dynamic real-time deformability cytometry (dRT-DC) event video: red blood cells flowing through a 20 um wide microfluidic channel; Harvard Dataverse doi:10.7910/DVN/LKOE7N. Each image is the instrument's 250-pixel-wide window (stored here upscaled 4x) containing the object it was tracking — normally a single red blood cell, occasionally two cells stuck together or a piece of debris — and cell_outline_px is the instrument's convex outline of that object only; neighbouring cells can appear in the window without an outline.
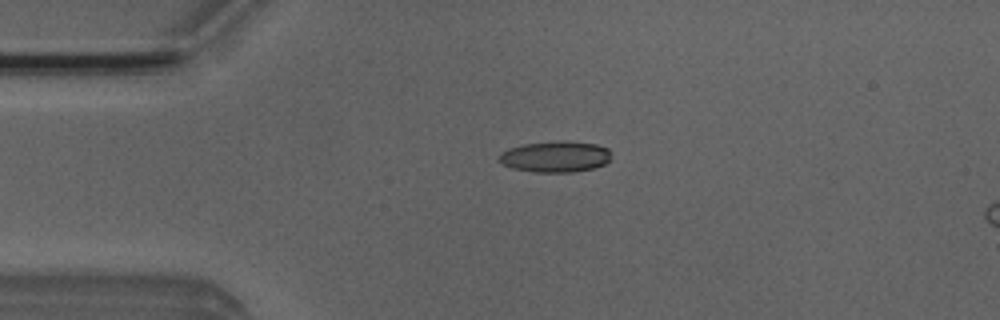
{"species": "Egyptian fruit bat (a non-hibernating species)", "species_latin": "Rousettus aegyptiacus", "temperature_condition": "room temperature", "stored_images_in_passage": 4, "camera_frame_rate_fps": 3000, "um_per_image_px": 0.085, "animal": {"sex": "male"}, "frame": {"image": 1, "passage_image": 2, "time_ms": 1.0, "image_size_px": [1000, 320], "cell_outline_px": [[612, 152], [608, 160], [604, 164], [592, 168], [572, 172], [536, 172], [512, 168], [504, 164], [500, 160], [500, 152], [508, 148], [524, 144], [556, 140], [596, 144], [608, 148]], "centroid_in_image_um": [47.21, 13.3], "position_along_channel_um": 37.8, "area_um2": 20.23}}